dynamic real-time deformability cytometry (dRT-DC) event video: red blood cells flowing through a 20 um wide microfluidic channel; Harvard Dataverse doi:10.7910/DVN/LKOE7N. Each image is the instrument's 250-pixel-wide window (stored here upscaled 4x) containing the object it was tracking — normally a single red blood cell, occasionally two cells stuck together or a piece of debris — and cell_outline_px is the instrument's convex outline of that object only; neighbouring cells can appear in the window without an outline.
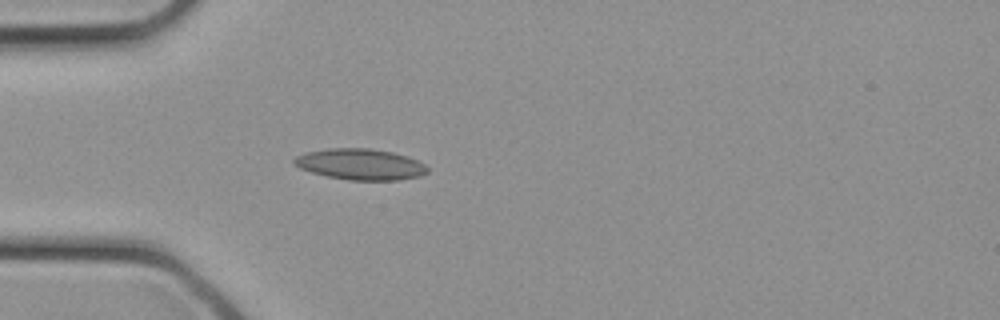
{"species": "common noctule bat (a hibernating species)", "species_latin": "Nyctalus noctula", "temperature_condition": "cold", "stored_images_in_passage": 18, "camera_frame_rate_fps": 3000, "um_per_image_px": 0.085, "animal": {"sex": "female", "body_mass_g": 21.9}, "frame": {"image": 1, "passage_image": 6, "time_ms": 1.667, "image_size_px": [1000, 320], "cell_outline_px": [[428, 172], [420, 176], [396, 180], [348, 180], [328, 176], [312, 172], [300, 168], [292, 164], [292, 160], [296, 156], [304, 152], [328, 148], [368, 148], [392, 152], [408, 156], [424, 164], [428, 168]], "centroid_in_image_um": [30.6, 13.96], "position_along_channel_um": 54.4, "area_um2": 24.16}}
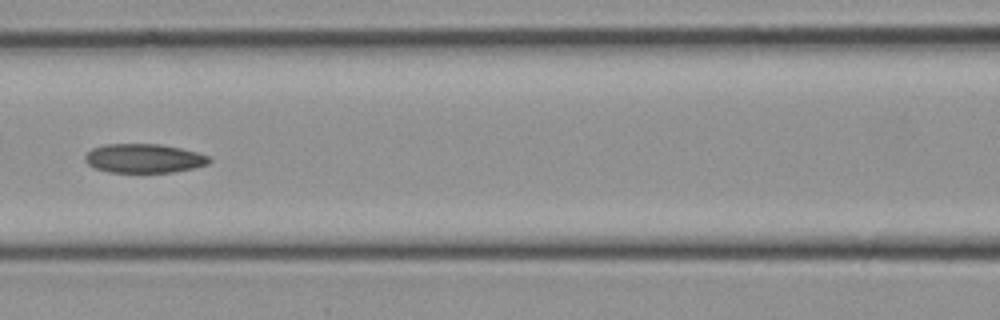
{"frame": {"image": 2, "passage_image": 11, "time_ms": 3.333, "image_size_px": [1000, 320], "cell_outline_px": [[212, 160], [208, 164], [192, 168], [172, 172], [108, 172], [96, 168], [88, 164], [84, 160], [84, 156], [92, 148], [104, 144], [160, 144], [180, 148], [196, 152], [208, 156]], "centroid_in_image_um": [12.21, 13.45], "position_along_channel_um": 154.4, "area_um2": 20.92}}
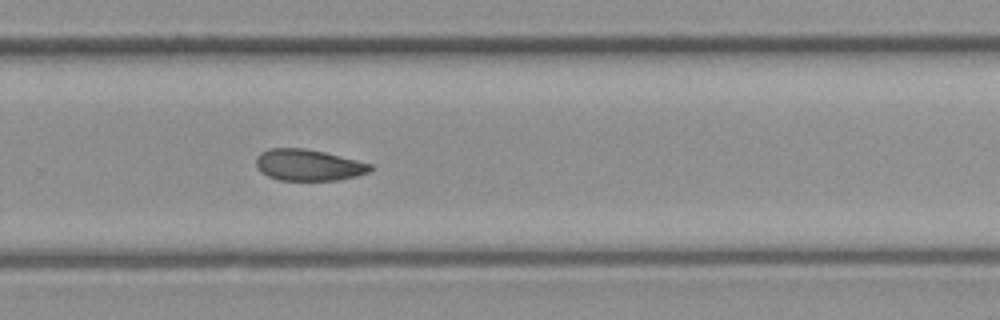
{"frame": {"image": 3, "passage_image": 18, "time_ms": 5.667, "image_size_px": [1000, 320], "cell_outline_px": [[372, 168], [368, 172], [356, 176], [340, 180], [280, 180], [268, 176], [260, 172], [256, 164], [256, 156], [260, 152], [268, 148], [304, 148], [324, 152], [372, 164]], "centroid_in_image_um": [26.18, 14.02], "position_along_channel_um": 303.6, "area_um2": 20.87}}